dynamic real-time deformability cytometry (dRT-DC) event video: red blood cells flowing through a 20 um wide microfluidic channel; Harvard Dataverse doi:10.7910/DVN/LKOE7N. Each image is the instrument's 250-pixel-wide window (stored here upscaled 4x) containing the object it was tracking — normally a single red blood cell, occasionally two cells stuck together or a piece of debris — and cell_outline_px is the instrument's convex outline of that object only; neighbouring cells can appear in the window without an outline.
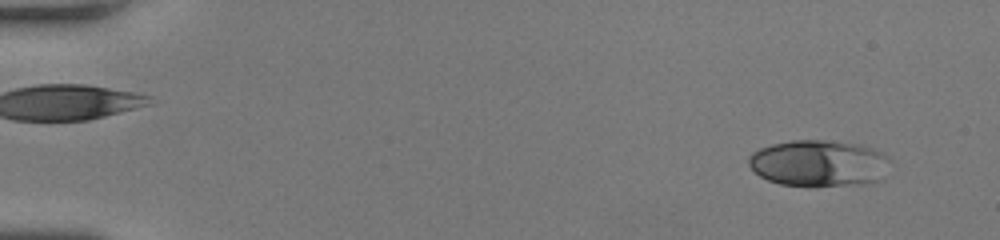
{"species": "human", "species_latin": "Homo sapiens", "temperature_condition": "room temperature", "stored_images_in_passage": 49, "camera_frame_rate_fps": 3000, "um_per_image_px": 0.085, "donor": {"sex": "female"}, "frame": {"image": 1, "passage_image": 4, "time_ms": 1.0, "image_size_px": [1000, 240], "cell_outline_px": [[892, 160], [884, 176], [880, 180], [872, 184], [780, 184], [768, 180], [760, 176], [748, 164], [748, 156], [752, 152], [760, 148], [772, 144], [792, 140], [824, 140], [860, 144], [872, 148], [888, 156]], "centroid_in_image_um": [69.64, 13.85], "position_along_channel_um": 15.4, "area_um2": 38.09}}
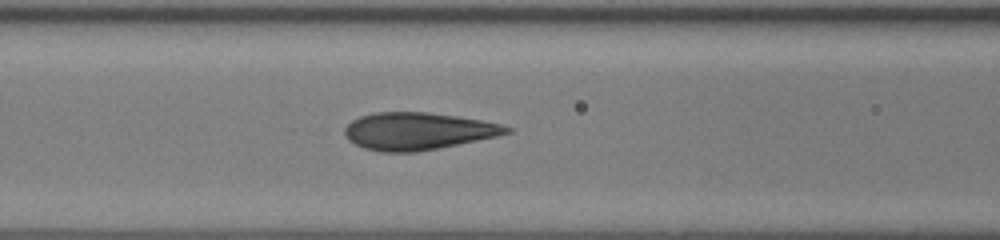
{"frame": {"image": 2, "passage_image": 22, "time_ms": 7.0, "image_size_px": [1000, 240], "cell_outline_px": [[512, 132], [496, 136], [416, 152], [380, 152], [364, 148], [348, 140], [344, 136], [344, 128], [352, 120], [360, 116], [376, 112], [428, 112], [456, 116], [480, 120], [500, 124], [512, 128]], "centroid_in_image_um": [35.46, 11.14], "position_along_channel_um": 131.1, "area_um2": 34.91}}
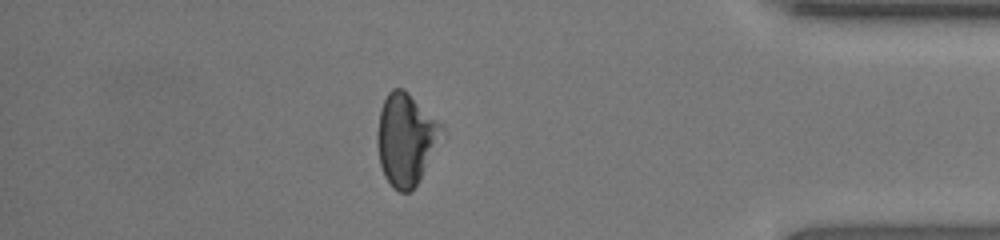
{"frame": {"image": 3, "passage_image": 43, "time_ms": 14.0, "image_size_px": [1000, 240], "cell_outline_px": [[444, 128], [416, 184], [408, 192], [400, 192], [392, 188], [384, 176], [380, 164], [376, 144], [376, 132], [380, 112], [384, 100], [388, 92], [392, 88], [404, 88], [444, 124]], "centroid_in_image_um": [34.45, 11.78], "position_along_channel_um": 400.7, "area_um2": 34.16}, "authors_computed_cell_mechanics": {"area_um2": 35.2002, "velocity_mm_per_s": 4.2935, "shape_relaxation_time_tau1_ms": 8.9781, "shape_relaxation_time_tau2_ms": 0.8386, "deformation_change_tau1": 0.2067, "deformation_change_tau2": 0.0513}}